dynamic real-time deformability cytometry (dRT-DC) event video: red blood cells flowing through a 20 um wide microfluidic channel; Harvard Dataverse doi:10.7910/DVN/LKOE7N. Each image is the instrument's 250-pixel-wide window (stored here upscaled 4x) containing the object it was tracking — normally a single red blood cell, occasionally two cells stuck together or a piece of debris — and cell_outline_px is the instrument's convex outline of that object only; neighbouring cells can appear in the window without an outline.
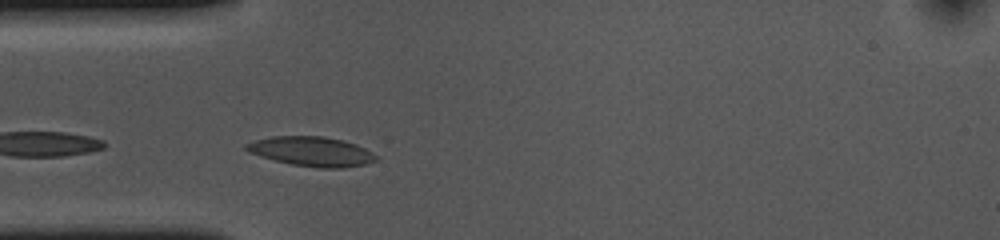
{"species": "common noctule bat (a hibernating species)", "species_latin": "Nyctalus noctula", "temperature_condition": "cold", "stored_images_in_passage": 30, "camera_frame_rate_fps": 3000, "um_per_image_px": 0.085, "animal": {"sex": "female", "body_mass_g": 10.0, "forearm_length_mm": 53.1}, "frame": {"image": 1, "passage_image": 2, "time_ms": 0.333, "image_size_px": [1000, 240], "cell_outline_px": [[376, 160], [364, 164], [344, 168], [320, 168], [292, 164], [260, 156], [248, 152], [244, 148], [244, 144], [256, 140], [272, 136], [324, 136], [344, 140], [356, 144], [372, 152], [376, 156]], "centroid_in_image_um": [26.47, 12.86], "position_along_channel_um": 58.5, "area_um2": 22.25}}
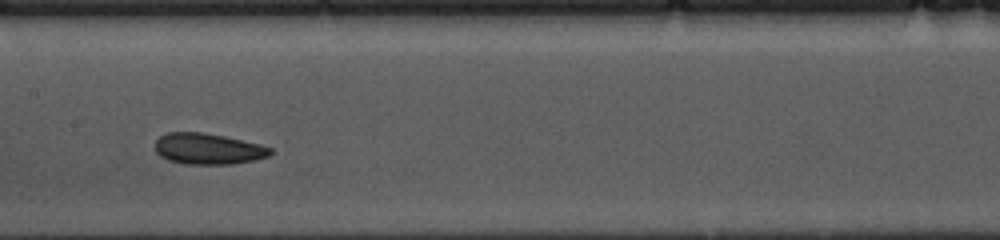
{"frame": {"image": 2, "passage_image": 13, "time_ms": 4.0, "image_size_px": [1000, 240], "cell_outline_px": [[272, 152], [268, 156], [256, 160], [232, 164], [184, 164], [168, 160], [160, 156], [156, 152], [156, 140], [160, 136], [168, 132], [204, 132], [224, 136], [260, 144], [272, 148]], "centroid_in_image_um": [17.69, 12.65], "position_along_channel_um": 189.7, "area_um2": 20.92}}
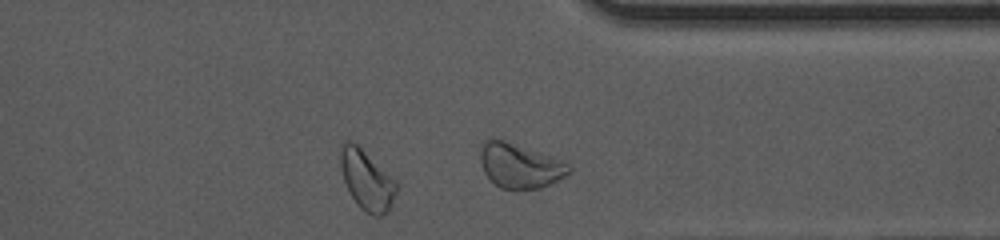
{"frame": {"image": 3, "passage_image": 28, "time_ms": 9.0, "image_size_px": [1000, 240], "cell_outline_px": [[400, 188], [388, 212], [384, 216], [376, 216], [364, 212], [356, 204], [344, 180], [340, 164], [340, 144], [344, 140], [352, 140], [396, 180]], "centroid_in_image_um": [31.2, 15.32], "position_along_channel_um": 380.2, "area_um2": 19.83}, "authors_computed_cell_mechanics": {"area_um2": 20.2878, "velocity_mm_per_s": 3.6053, "shape_relaxation_time_tau1_ms": 5.759, "shape_relaxation_time_tau2_ms": 2.9848, "deformation_change_tau1": 0.1071, "deformation_change_tau2": 0.1002}}